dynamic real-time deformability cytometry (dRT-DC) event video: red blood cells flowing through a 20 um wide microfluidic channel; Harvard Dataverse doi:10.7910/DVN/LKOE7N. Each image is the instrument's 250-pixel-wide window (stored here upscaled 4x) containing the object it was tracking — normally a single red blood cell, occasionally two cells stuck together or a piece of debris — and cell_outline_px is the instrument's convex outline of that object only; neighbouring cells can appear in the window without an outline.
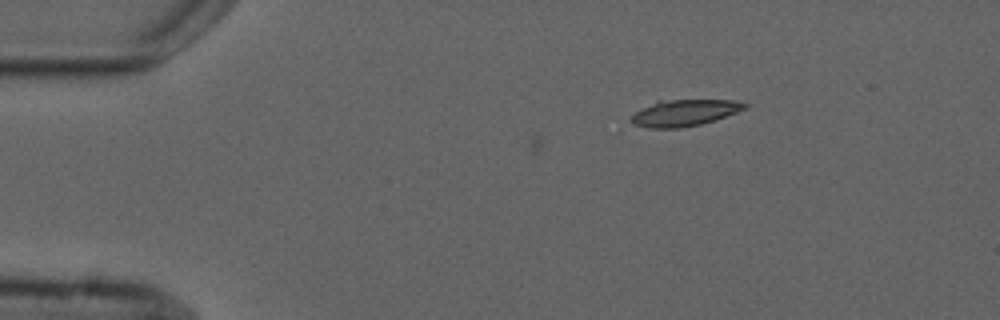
{"species": "common noctule bat (a hibernating species)", "species_latin": "Nyctalus noctula", "temperature_condition": "cold", "stored_images_in_passage": 3, "camera_frame_rate_fps": 3000, "um_per_image_px": 0.085, "animal": {"sex": "male", "forearm_length_mm": 52.5}, "frame": {"image": 1, "passage_image": 3, "time_ms": 2.0, "image_size_px": [1000, 320], "cell_outline_px": [[748, 108], [700, 124], [680, 128], [648, 128], [636, 124], [632, 120], [632, 116], [636, 112], [656, 100], [736, 100], [748, 104]], "centroid_in_image_um": [58.2, 9.57], "position_along_channel_um": 26.8, "area_um2": 17.22}}